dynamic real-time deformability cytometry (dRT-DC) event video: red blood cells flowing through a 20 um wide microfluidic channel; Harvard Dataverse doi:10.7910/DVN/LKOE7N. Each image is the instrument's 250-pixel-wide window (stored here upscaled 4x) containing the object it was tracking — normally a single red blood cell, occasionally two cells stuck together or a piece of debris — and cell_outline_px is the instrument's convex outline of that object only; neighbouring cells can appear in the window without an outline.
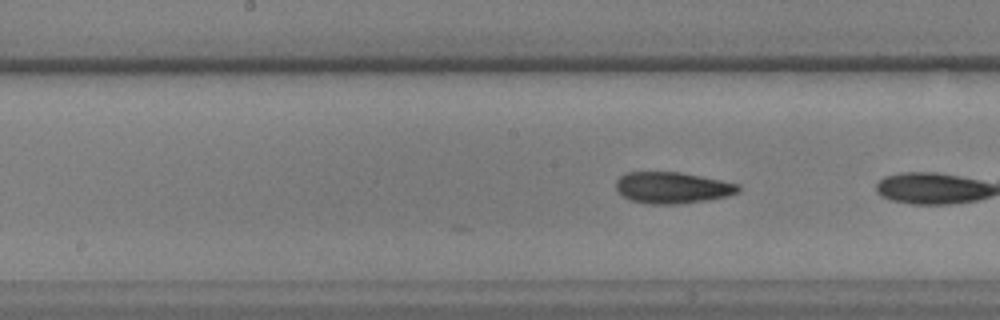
{"species": "common noctule bat (a hibernating species)", "species_latin": "Nyctalus noctula", "temperature_condition": "warm", "stored_images_in_passage": 11, "camera_frame_rate_fps": 3000, "um_per_image_px": 0.085, "animal": {"sex": "male", "body_mass_g": 17.9, "forearm_length_mm": 54.2}, "frame": {"image": 1, "passage_image": 11, "time_ms": 3.333, "image_size_px": [1000, 320], "cell_outline_px": [[740, 192], [728, 196], [680, 204], [644, 204], [628, 200], [616, 192], [616, 180], [620, 176], [628, 172], [680, 172], [740, 184]], "centroid_in_image_um": [57.11, 15.96], "position_along_channel_um": 191.1, "area_um2": 22.6}}